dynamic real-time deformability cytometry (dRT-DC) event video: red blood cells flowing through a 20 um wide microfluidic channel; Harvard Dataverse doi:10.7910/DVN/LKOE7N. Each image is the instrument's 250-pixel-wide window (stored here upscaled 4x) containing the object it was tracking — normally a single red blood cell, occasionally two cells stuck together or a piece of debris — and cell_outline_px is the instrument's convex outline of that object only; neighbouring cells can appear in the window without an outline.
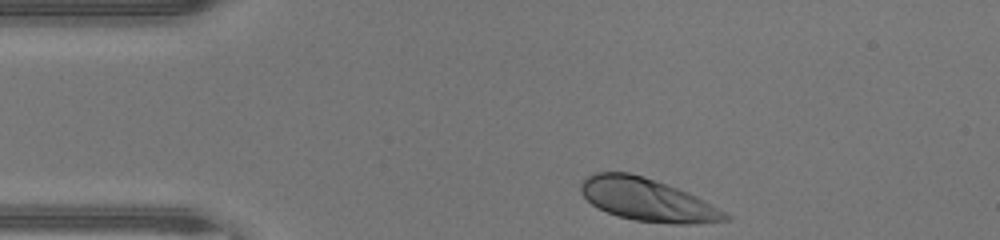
{"species": "human", "species_latin": "Homo sapiens", "temperature_condition": "warm", "stored_images_in_passage": 31, "camera_frame_rate_fps": 3000, "um_per_image_px": 0.085, "donor": {"sex": "male"}, "frame": {"image": 1, "passage_image": 1, "time_ms": 0.0, "image_size_px": [1000, 240], "cell_outline_px": [[732, 216], [728, 220], [688, 224], [668, 224], [636, 220], [616, 216], [592, 204], [580, 192], [580, 184], [588, 176], [596, 172], [628, 172], [644, 176], [688, 192], [704, 200]], "centroid_in_image_um": [55.02, 16.98], "position_along_channel_um": 30.0, "area_um2": 35.66}}
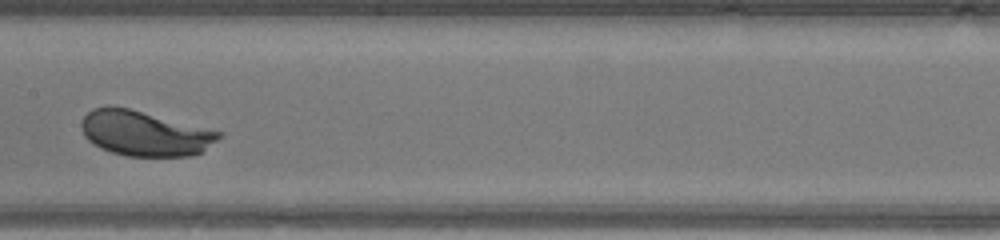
{"frame": {"image": 2, "passage_image": 16, "time_ms": 5.0, "image_size_px": [1000, 240], "cell_outline_px": [[224, 136], [200, 152], [188, 156], [128, 156], [112, 152], [100, 148], [88, 140], [84, 136], [80, 124], [84, 116], [92, 108], [108, 104], [112, 104], [224, 132]], "centroid_in_image_um": [12.28, 11.31], "position_along_channel_um": 195.1, "area_um2": 36.3}}
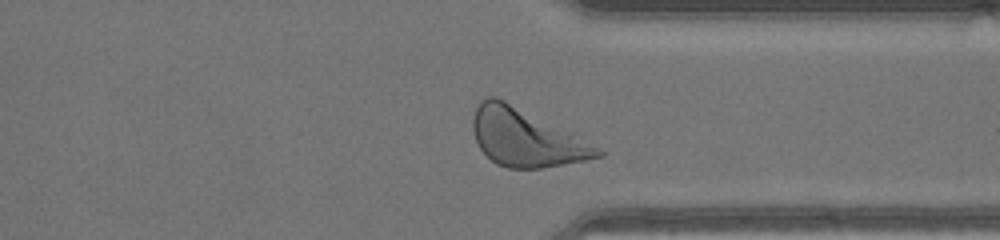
{"frame": {"image": 3, "passage_image": 28, "time_ms": 9.0, "image_size_px": [1000, 240], "cell_outline_px": [[604, 156], [584, 160], [540, 168], [508, 168], [496, 164], [480, 148], [476, 140], [472, 128], [472, 120], [476, 108], [488, 96], [496, 96], [600, 148], [604, 152]], "centroid_in_image_um": [44.66, 11.72], "position_along_channel_um": 366.7, "area_um2": 40.58}, "authors_computed_cell_mechanics": {"area_um2": 35.836, "velocity_mm_per_s": 4.3323, "shape_relaxation_time_tau1_ms": 1.0049, "shape_relaxation_time_tau2_ms": null, "deformation_change_tau1": 0.1267, "deformation_change_tau2": null}}